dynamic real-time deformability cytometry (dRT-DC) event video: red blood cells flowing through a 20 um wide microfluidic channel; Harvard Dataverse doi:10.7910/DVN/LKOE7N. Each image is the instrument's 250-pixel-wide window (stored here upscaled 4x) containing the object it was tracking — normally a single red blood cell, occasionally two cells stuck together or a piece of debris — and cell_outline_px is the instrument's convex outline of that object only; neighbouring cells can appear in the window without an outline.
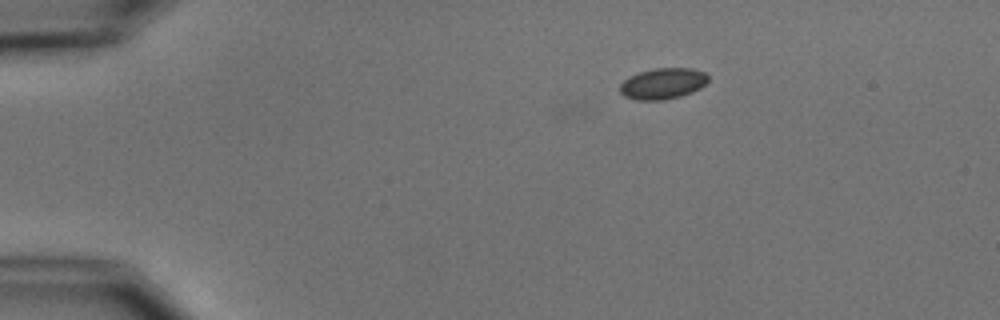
{"species": "common noctule bat (a hibernating species)", "species_latin": "Nyctalus noctula", "temperature_condition": "cold", "stored_images_in_passage": 3, "camera_frame_rate_fps": 3000, "um_per_image_px": 0.085, "animal": {"sex": "male", "body_mass_g": 15.6}, "frame": {"image": 1, "passage_image": 3, "time_ms": 2.333, "image_size_px": [1000, 320], "cell_outline_px": [[708, 80], [700, 88], [692, 92], [680, 96], [664, 100], [636, 100], [624, 96], [620, 92], [620, 84], [628, 76], [652, 68], [692, 68], [704, 72], [708, 76]], "centroid_in_image_um": [56.32, 7.1], "position_along_channel_um": 28.7, "area_um2": 16.01}}